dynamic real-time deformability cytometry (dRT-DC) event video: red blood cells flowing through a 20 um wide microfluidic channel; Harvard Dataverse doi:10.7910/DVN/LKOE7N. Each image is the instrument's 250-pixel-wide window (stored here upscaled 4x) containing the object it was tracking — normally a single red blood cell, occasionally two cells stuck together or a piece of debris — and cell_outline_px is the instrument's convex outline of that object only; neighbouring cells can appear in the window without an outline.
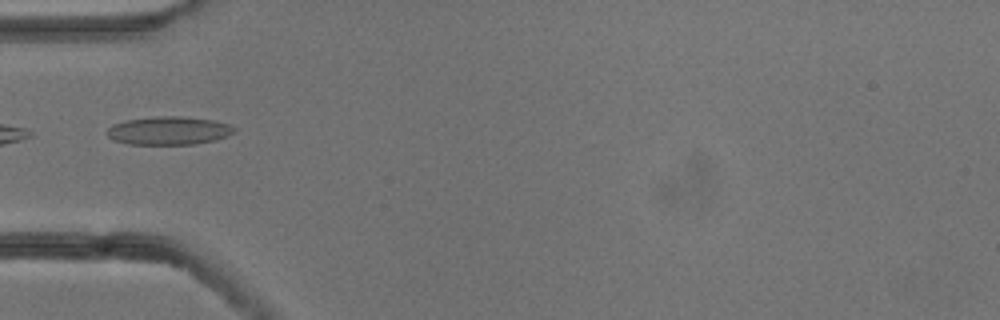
{"species": "common noctule bat (a hibernating species)", "species_latin": "Nyctalus noctula", "temperature_condition": "cold", "stored_images_in_passage": 4, "camera_frame_rate_fps": 3000, "um_per_image_px": 0.085, "animal": {"sex": "male", "body_mass_g": 13.3}, "frame": {"image": 1, "passage_image": 2, "time_ms": 0.333, "image_size_px": [1000, 320], "cell_outline_px": [[236, 132], [228, 136], [216, 140], [196, 144], [128, 144], [116, 140], [108, 136], [108, 128], [112, 124], [128, 120], [156, 116], [180, 116], [212, 120], [228, 124], [236, 128]], "centroid_in_image_um": [14.39, 11.1], "position_along_channel_um": 70.6, "area_um2": 20.87}}
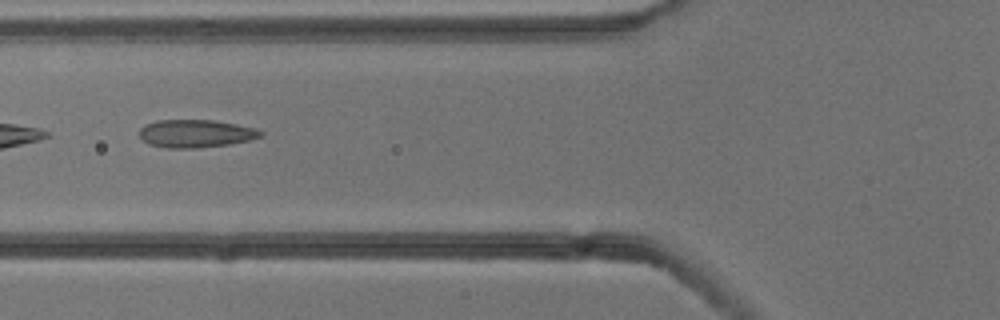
{"frame": {"image": 2, "passage_image": 3, "time_ms": 0.667, "image_size_px": [1000, 320], "cell_outline_px": [[264, 132], [260, 136], [248, 140], [228, 144], [196, 148], [168, 148], [148, 144], [140, 136], [140, 128], [144, 124], [156, 120], [212, 120], [236, 124], [256, 128]], "centroid_in_image_um": [16.61, 11.34], "position_along_channel_um": 109.2, "area_um2": 19.59}}
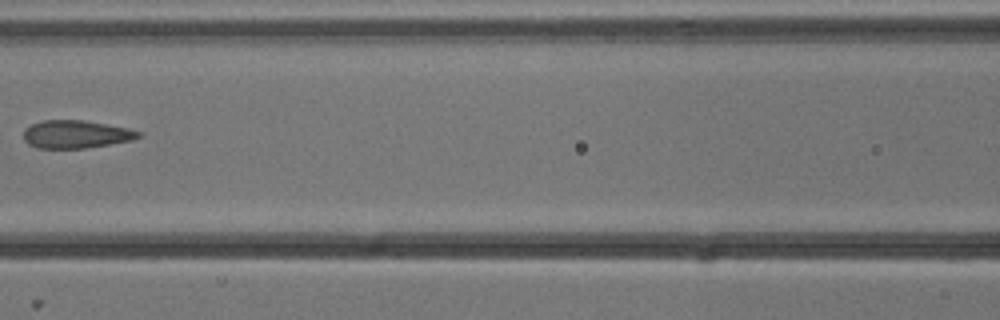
{"frame": {"image": 3, "passage_image": 4, "time_ms": 1.0, "image_size_px": [1000, 320], "cell_outline_px": [[140, 136], [132, 140], [84, 148], [36, 148], [28, 144], [24, 140], [24, 128], [32, 124], [44, 120], [84, 120], [128, 128], [140, 132]], "centroid_in_image_um": [6.41, 11.41], "position_along_channel_um": 160.2, "area_um2": 18.55}}